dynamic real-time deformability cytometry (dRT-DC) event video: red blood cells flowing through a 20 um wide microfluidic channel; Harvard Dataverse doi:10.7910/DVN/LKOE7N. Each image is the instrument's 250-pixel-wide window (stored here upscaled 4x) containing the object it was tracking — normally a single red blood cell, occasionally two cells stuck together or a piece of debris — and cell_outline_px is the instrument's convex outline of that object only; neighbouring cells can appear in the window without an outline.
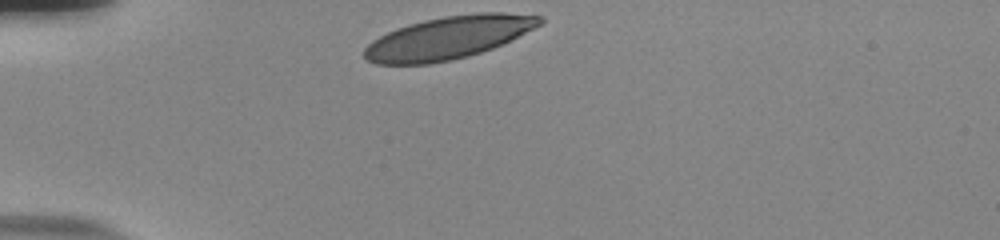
{"species": "human", "species_latin": "Homo sapiens", "temperature_condition": "room temperature", "stored_images_in_passage": 31, "camera_frame_rate_fps": 3000, "um_per_image_px": 0.085, "donor": {"sex": "male"}, "frame": {"image": 1, "passage_image": 1, "time_ms": 0.0, "image_size_px": [1000, 240], "cell_outline_px": [[544, 20], [540, 24], [492, 48], [468, 56], [428, 64], [376, 64], [368, 60], [364, 56], [364, 48], [372, 40], [396, 28], [408, 24], [424, 20], [444, 16], [476, 12], [504, 12], [544, 16]], "centroid_in_image_um": [38.07, 3.19], "position_along_channel_um": 46.9, "area_um2": 43.23}}
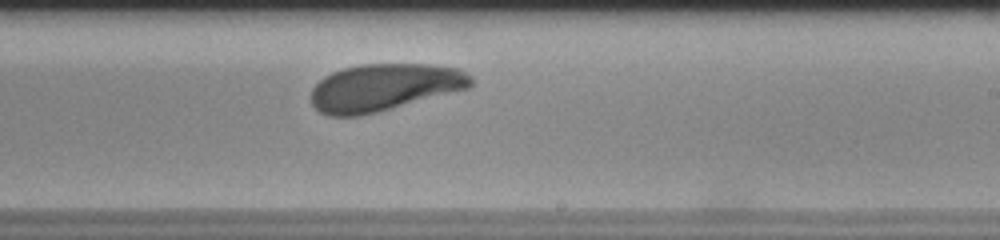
{"frame": {"image": 2, "passage_image": 20, "time_ms": 6.333, "image_size_px": [1000, 240], "cell_outline_px": [[472, 88], [360, 116], [328, 116], [320, 112], [312, 104], [312, 88], [324, 76], [332, 72], [344, 68], [360, 64], [428, 64], [460, 68], [472, 76]], "centroid_in_image_um": [32.69, 7.42], "position_along_channel_um": 256.3, "area_um2": 44.16}}
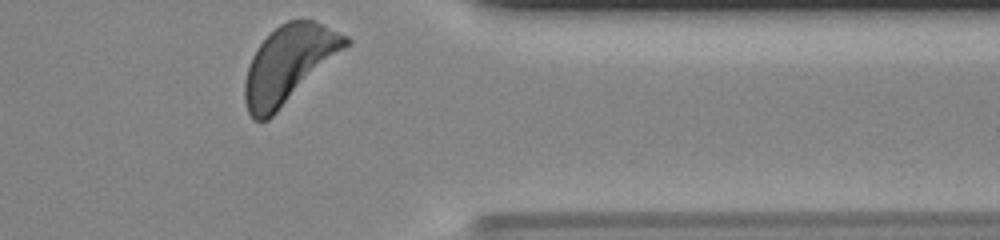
{"frame": {"image": 3, "passage_image": 31, "time_ms": 10.0, "image_size_px": [1000, 240], "cell_outline_px": [[352, 44], [268, 120], [252, 120], [248, 112], [244, 100], [244, 80], [252, 56], [260, 44], [280, 24], [288, 20], [312, 20], [348, 36], [352, 40]], "centroid_in_image_um": [24.57, 5.47], "position_along_channel_um": 386.8, "area_um2": 45.2}, "authors_computed_cell_mechanics": {"area_um2": 44.795, "velocity_mm_per_s": 3.7817, "shape_relaxation_time_tau1_ms": 2.1474, "shape_relaxation_time_tau2_ms": 0.8638, "deformation_change_tau1": 0.1332, "deformation_change_tau2": 0.0711}}